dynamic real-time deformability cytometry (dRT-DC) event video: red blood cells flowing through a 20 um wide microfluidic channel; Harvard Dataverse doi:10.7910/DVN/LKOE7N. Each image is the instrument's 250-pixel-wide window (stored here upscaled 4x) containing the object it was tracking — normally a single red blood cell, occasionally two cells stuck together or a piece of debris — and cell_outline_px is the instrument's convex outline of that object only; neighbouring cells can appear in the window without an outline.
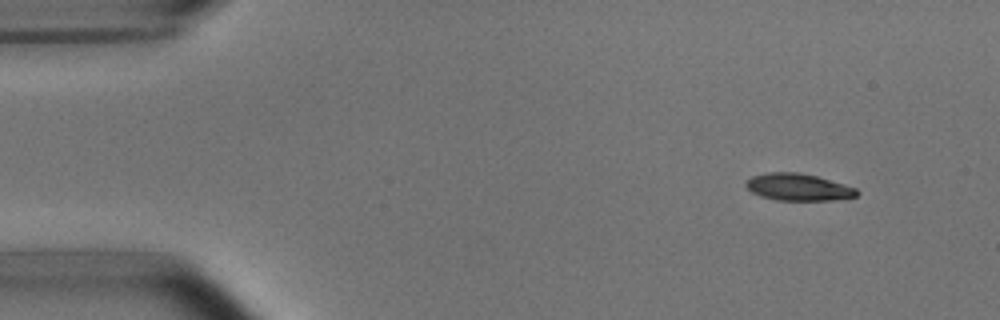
{"species": "common noctule bat (a hibernating species)", "species_latin": "Nyctalus noctula", "temperature_condition": "room temperature", "stored_images_in_passage": 5, "camera_frame_rate_fps": 3000, "um_per_image_px": 0.085, "animal": {"sex": "male", "body_mass_g": 15.6}, "frame": {"image": 1, "passage_image": 2, "time_ms": 1.333, "image_size_px": [1000, 320], "cell_outline_px": [[860, 192], [856, 196], [832, 200], [776, 200], [760, 196], [752, 192], [744, 184], [752, 176], [768, 172], [800, 172], [816, 176], [844, 184], [856, 188]], "centroid_in_image_um": [67.84, 15.9], "position_along_channel_um": 17.2, "area_um2": 17.4}}
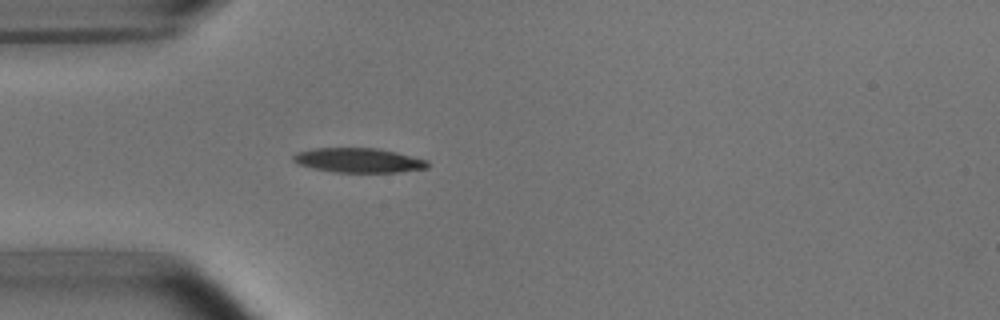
{"frame": {"image": 2, "passage_image": 5, "time_ms": 4.667, "image_size_px": [1000, 320], "cell_outline_px": [[428, 168], [400, 172], [332, 172], [312, 168], [300, 164], [292, 160], [292, 156], [296, 152], [312, 148], [376, 148], [396, 152], [428, 160]], "centroid_in_image_um": [30.46, 13.62], "position_along_channel_um": 54.5, "area_um2": 19.25}}